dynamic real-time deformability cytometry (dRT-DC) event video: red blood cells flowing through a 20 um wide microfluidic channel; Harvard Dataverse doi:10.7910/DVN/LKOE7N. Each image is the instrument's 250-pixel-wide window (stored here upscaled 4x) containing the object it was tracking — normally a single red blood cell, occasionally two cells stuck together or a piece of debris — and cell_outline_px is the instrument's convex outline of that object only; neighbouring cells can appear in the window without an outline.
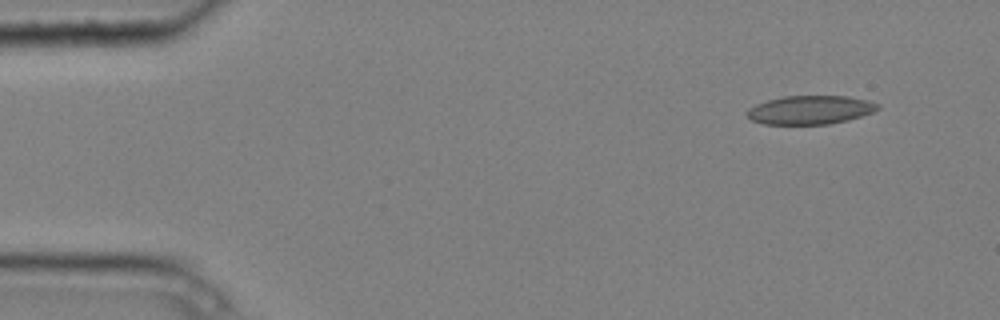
{"species": "common noctule bat (a hibernating species)", "species_latin": "Nyctalus noctula", "temperature_condition": "cold", "stored_images_in_passage": 4, "camera_frame_rate_fps": 3000, "um_per_image_px": 0.085, "animal": {"sex": "male", "body_mass_g": 20.4}, "frame": {"image": 1, "passage_image": 1, "time_ms": 0.0, "image_size_px": [1000, 320], "cell_outline_px": [[880, 108], [872, 112], [848, 120], [828, 124], [764, 124], [752, 120], [748, 116], [748, 108], [756, 104], [768, 100], [784, 96], [848, 96], [868, 100], [880, 104]], "centroid_in_image_um": [68.89, 9.34], "position_along_channel_um": 16.1, "area_um2": 21.73}}
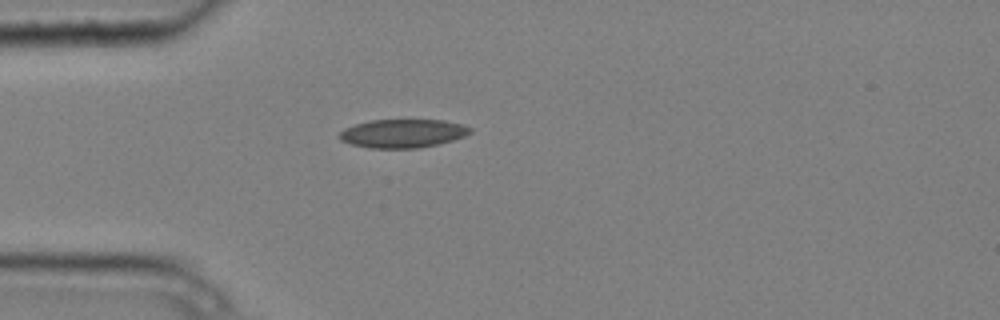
{"frame": {"image": 2, "passage_image": 4, "time_ms": 1.0, "image_size_px": [1000, 320], "cell_outline_px": [[472, 132], [464, 136], [440, 144], [420, 148], [368, 148], [352, 144], [340, 140], [336, 136], [344, 128], [356, 124], [372, 120], [444, 120], [460, 124], [472, 128]], "centroid_in_image_um": [34.22, 11.35], "position_along_channel_um": 50.8, "area_um2": 21.79}}